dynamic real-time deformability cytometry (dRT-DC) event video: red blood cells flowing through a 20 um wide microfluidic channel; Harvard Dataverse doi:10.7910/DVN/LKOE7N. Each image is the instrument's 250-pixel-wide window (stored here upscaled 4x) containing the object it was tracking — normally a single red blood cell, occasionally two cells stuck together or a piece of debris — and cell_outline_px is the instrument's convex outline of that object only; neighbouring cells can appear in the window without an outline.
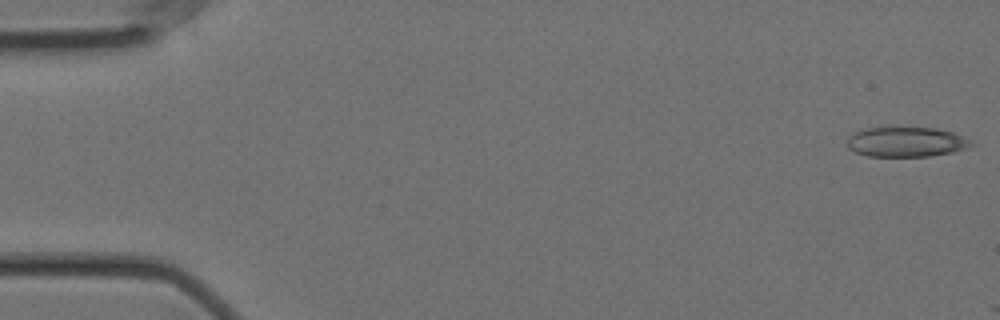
{"species": "Egyptian fruit bat (a non-hibernating species)", "species_latin": "Rousettus aegyptiacus", "temperature_condition": "cold", "stored_images_in_passage": 3, "camera_frame_rate_fps": 3000, "um_per_image_px": 0.085, "animal": {"sex": "female"}, "frame": {"image": 1, "passage_image": 1, "time_ms": 0.0, "image_size_px": [1000, 320], "cell_outline_px": [[976, 144], [968, 148], [952, 152], [928, 156], [868, 156], [856, 152], [848, 148], [848, 136], [856, 132], [868, 128], [936, 128], [952, 132], [972, 140]], "centroid_in_image_um": [77.07, 12.07], "position_along_channel_um": 7.9, "area_um2": 21.44}}